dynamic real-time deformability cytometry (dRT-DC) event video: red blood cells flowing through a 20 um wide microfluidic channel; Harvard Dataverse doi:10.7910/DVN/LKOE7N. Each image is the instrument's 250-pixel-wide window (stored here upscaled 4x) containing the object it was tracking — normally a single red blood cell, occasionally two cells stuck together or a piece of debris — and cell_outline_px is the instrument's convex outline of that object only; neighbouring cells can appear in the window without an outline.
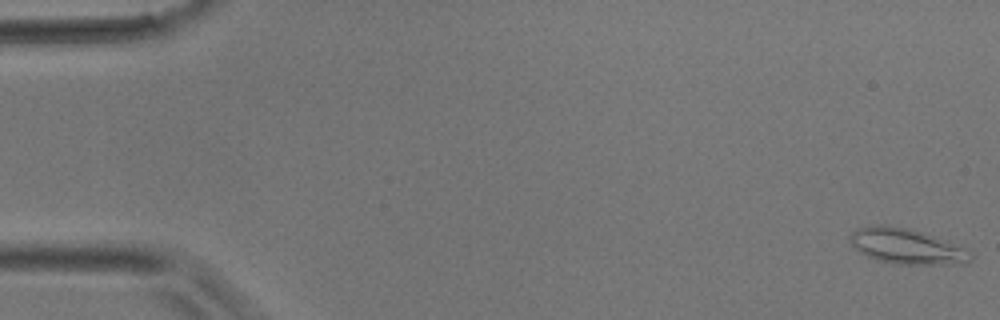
{"species": "common noctule bat (a hibernating species)", "species_latin": "Nyctalus noctula", "temperature_condition": "room temperature", "stored_images_in_passage": 4, "camera_frame_rate_fps": 3000, "um_per_image_px": 0.085, "animal": {"sex": "male", "body_mass_g": 17.9}, "frame": {"image": 1, "passage_image": 1, "time_ms": 0.0, "image_size_px": [1000, 320], "cell_outline_px": [[972, 260], [964, 264], [896, 264], [880, 260], [868, 256], [860, 252], [848, 240], [848, 236], [856, 228], [868, 224], [888, 224], [908, 228], [932, 236], [972, 252]], "centroid_in_image_um": [76.99, 20.92], "position_along_channel_um": 8.0, "area_um2": 24.74}}